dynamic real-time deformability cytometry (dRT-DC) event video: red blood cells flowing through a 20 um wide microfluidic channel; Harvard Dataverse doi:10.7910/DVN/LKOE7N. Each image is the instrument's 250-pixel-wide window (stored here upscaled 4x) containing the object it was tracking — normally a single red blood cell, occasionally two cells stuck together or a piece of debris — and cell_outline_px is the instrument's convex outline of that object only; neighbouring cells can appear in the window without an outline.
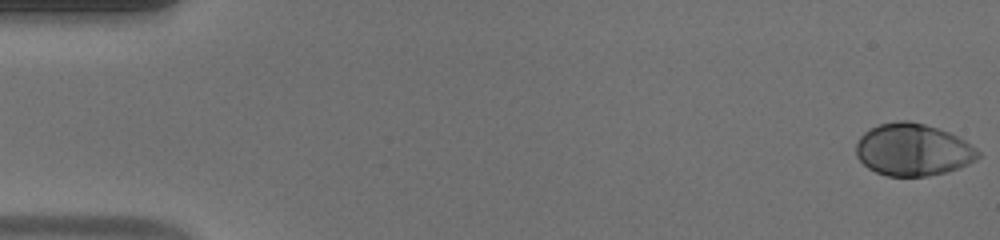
{"species": "human", "species_latin": "Homo sapiens", "temperature_condition": "warm", "stored_images_in_passage": 53, "camera_frame_rate_fps": 3000, "um_per_image_px": 0.085, "donor": {"sex": "male"}, "frame": {"image": 1, "passage_image": 1, "time_ms": 0.0, "image_size_px": [1000, 240], "cell_outline_px": [[980, 156], [976, 160], [968, 164], [944, 172], [928, 176], [888, 176], [876, 172], [868, 168], [856, 156], [856, 144], [860, 136], [868, 128], [880, 124], [896, 120], [908, 120], [924, 124], [948, 132], [964, 140], [976, 148], [980, 152]], "centroid_in_image_um": [77.57, 12.72], "position_along_channel_um": 7.4, "area_um2": 37.05}}
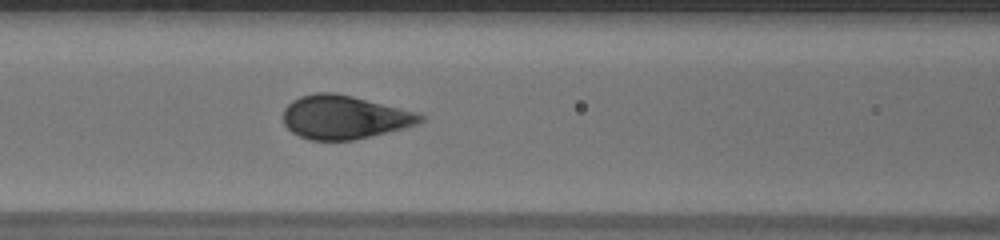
{"frame": {"image": 2, "passage_image": 23, "time_ms": 7.333, "image_size_px": [1000, 240], "cell_outline_px": [[424, 120], [416, 124], [404, 128], [352, 140], [308, 140], [292, 132], [284, 124], [284, 108], [292, 100], [300, 96], [316, 92], [336, 92], [416, 112], [424, 116]], "centroid_in_image_um": [29.23, 9.95], "position_along_channel_um": 137.4, "area_um2": 34.56}}
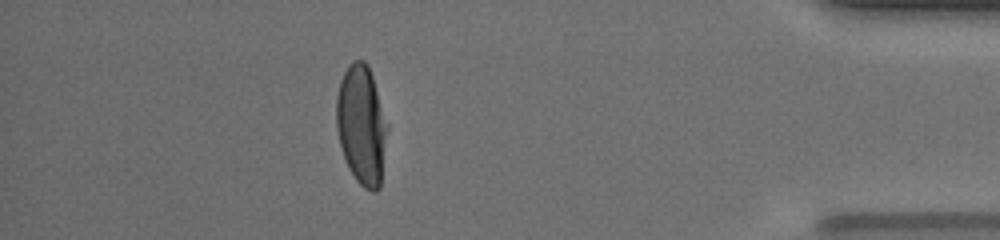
{"frame": {"image": 3, "passage_image": 47, "time_ms": 15.333, "image_size_px": [1000, 240], "cell_outline_px": [[388, 128], [380, 188], [376, 192], [372, 192], [364, 188], [356, 180], [348, 168], [340, 144], [336, 128], [336, 96], [340, 80], [344, 72], [352, 60], [364, 60], [368, 64], [388, 124]], "centroid_in_image_um": [30.73, 10.63], "position_along_channel_um": 404.5, "area_um2": 35.66}, "authors_computed_cell_mechanics": {"area_um2": 36.0672, "velocity_mm_per_s": 3.9003, "shape_relaxation_time_tau1_ms": 3.3978, "shape_relaxation_time_tau2_ms": null, "deformation_change_tau1": 0.1971, "deformation_change_tau2": null}}